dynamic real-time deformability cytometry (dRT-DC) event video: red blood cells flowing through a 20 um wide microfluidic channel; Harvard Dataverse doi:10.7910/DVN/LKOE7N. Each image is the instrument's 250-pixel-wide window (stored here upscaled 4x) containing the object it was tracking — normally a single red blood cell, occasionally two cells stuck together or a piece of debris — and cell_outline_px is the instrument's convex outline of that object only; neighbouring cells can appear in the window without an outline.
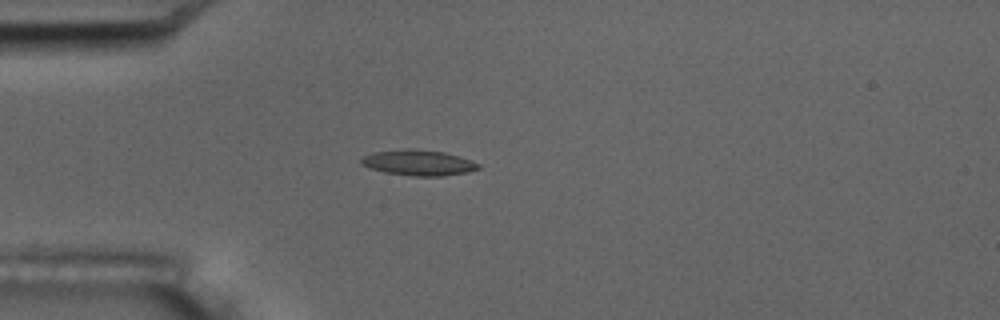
{"species": "common noctule bat (a hibernating species)", "species_latin": "Nyctalus noctula", "temperature_condition": "room temperature", "stored_images_in_passage": 5, "camera_frame_rate_fps": 3000, "um_per_image_px": 0.085, "animal": {"sex": "male", "body_mass_g": 17.5, "forearm_length_mm": 52.3}, "frame": {"image": 1, "passage_image": 3, "time_ms": 3.333, "image_size_px": [1000, 320], "cell_outline_px": [[480, 168], [468, 172], [444, 176], [412, 176], [384, 172], [360, 164], [360, 160], [364, 156], [372, 152], [408, 148], [412, 148], [444, 152], [460, 156], [480, 164]], "centroid_in_image_um": [35.57, 13.82], "position_along_channel_um": 49.4, "area_um2": 17.57}}